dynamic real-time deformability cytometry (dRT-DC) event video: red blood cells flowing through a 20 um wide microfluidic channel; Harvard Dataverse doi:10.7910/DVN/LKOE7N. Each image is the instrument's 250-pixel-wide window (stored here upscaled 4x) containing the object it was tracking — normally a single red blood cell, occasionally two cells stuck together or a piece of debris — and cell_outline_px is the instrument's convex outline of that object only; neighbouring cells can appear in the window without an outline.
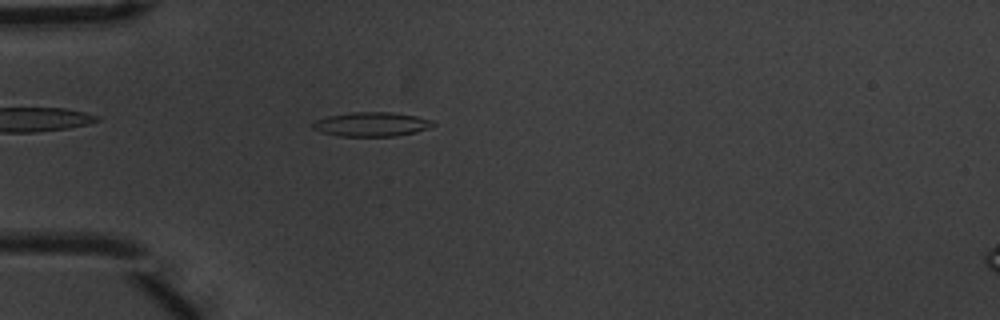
{"species": "common noctule bat (a hibernating species)", "species_latin": "Nyctalus noctula", "temperature_condition": "warm", "stored_images_in_passage": 55, "camera_frame_rate_fps": 3000, "um_per_image_px": 0.085, "animal": {"sex": "male", "body_mass_g": 20.1, "forearm_length_mm": 53.5}, "frame": {"image": 1, "passage_image": 16, "time_ms": 5.0, "image_size_px": [1000, 320], "cell_outline_px": [[436, 124], [428, 128], [416, 132], [396, 136], [340, 136], [320, 132], [312, 128], [312, 120], [328, 116], [352, 112], [392, 112], [416, 116], [432, 120]], "centroid_in_image_um": [31.55, 10.56], "position_along_channel_um": 53.5, "area_um2": 17.11}}
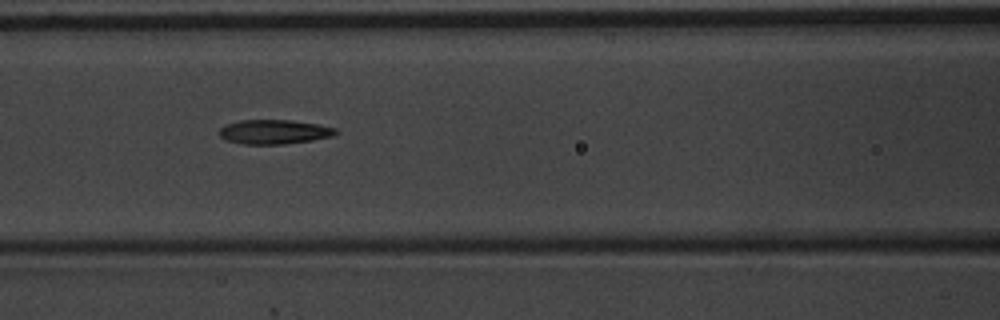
{"frame": {"image": 2, "passage_image": 24, "time_ms": 7.667, "image_size_px": [1000, 320], "cell_outline_px": [[340, 132], [336, 136], [312, 140], [284, 144], [244, 144], [224, 140], [220, 136], [220, 128], [228, 124], [240, 120], [292, 120], [316, 124], [336, 128]], "centroid_in_image_um": [23.35, 11.21], "position_along_channel_um": 143.3, "area_um2": 16.59}}
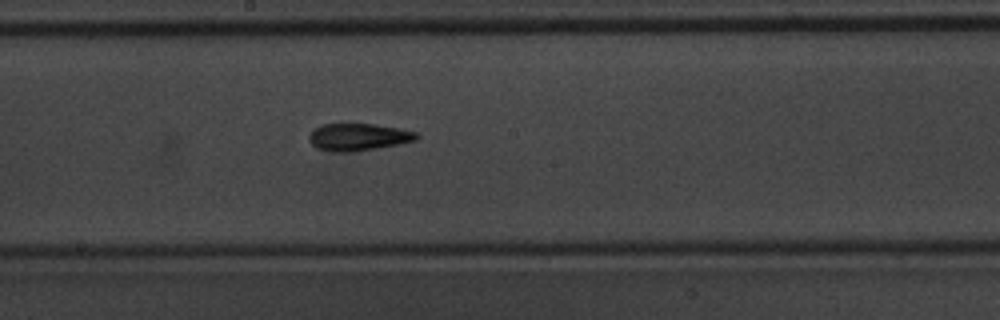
{"frame": {"image": 3, "passage_image": 30, "time_ms": 9.667, "image_size_px": [1000, 320], "cell_outline_px": [[420, 136], [416, 140], [376, 148], [352, 152], [332, 152], [316, 148], [308, 140], [308, 136], [316, 128], [324, 124], [372, 124], [396, 128], [416, 132]], "centroid_in_image_um": [30.42, 11.66], "position_along_channel_um": 217.8, "area_um2": 16.82}, "authors_computed_cell_mechanics": {"area_um2": 16.473, "velocity_mm_per_s": 3.7181, "shape_relaxation_time_tau1_ms": 6.4957, "shape_relaxation_time_tau2_ms": 2.1203, "deformation_change_tau1": 0.2221, "deformation_change_tau2": 0.1209}}